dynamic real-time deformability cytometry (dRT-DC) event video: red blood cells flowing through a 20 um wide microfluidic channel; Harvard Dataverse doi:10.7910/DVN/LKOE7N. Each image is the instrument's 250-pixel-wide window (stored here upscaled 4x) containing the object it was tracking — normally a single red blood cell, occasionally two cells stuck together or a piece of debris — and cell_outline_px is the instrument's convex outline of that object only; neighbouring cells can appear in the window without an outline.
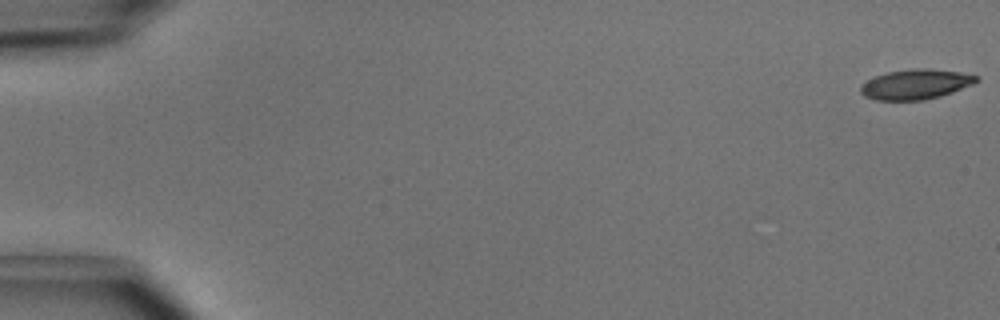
{"species": "common noctule bat (a hibernating species)", "species_latin": "Nyctalus noctula", "temperature_condition": "cold", "stored_images_in_passage": 50, "camera_frame_rate_fps": 3000, "um_per_image_px": 0.085, "animal": {"sex": "male", "body_mass_g": 15.6}, "frame": {"image": 1, "passage_image": 1, "time_ms": 0.0, "image_size_px": [1000, 320], "cell_outline_px": [[980, 80], [972, 84], [952, 92], [940, 96], [924, 100], [876, 100], [864, 96], [860, 92], [860, 88], [868, 80], [876, 76], [888, 72], [912, 68], [928, 68], [960, 72], [980, 76]], "centroid_in_image_um": [77.86, 7.16], "position_along_channel_um": 7.1, "area_um2": 20.17}}
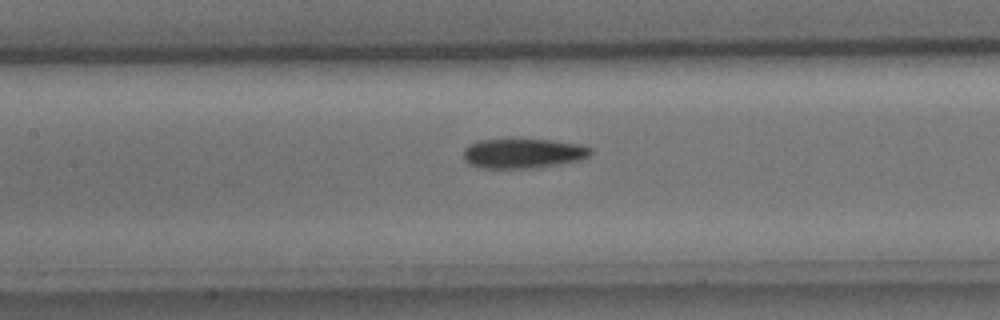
{"frame": {"image": 2, "passage_image": 24, "time_ms": 7.667, "image_size_px": [1000, 320], "cell_outline_px": [[592, 152], [588, 156], [580, 160], [560, 164], [536, 168], [484, 168], [468, 164], [464, 160], [464, 148], [468, 144], [480, 140], [512, 136], [552, 140], [580, 144], [592, 148]], "centroid_in_image_um": [44.43, 12.99], "position_along_channel_um": 163.0, "area_um2": 23.06}}
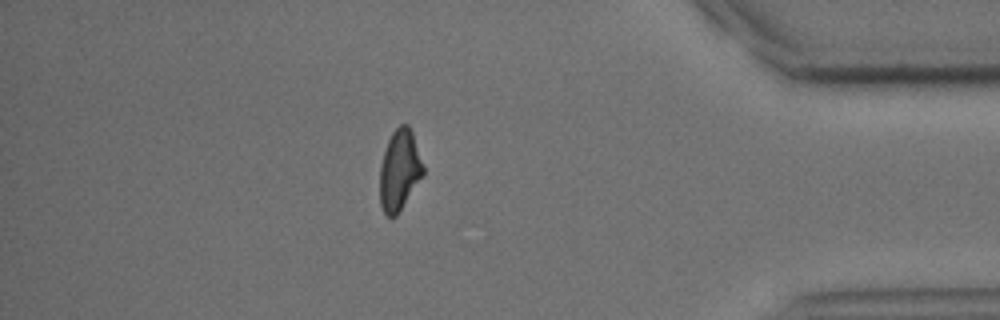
{"frame": {"image": 3, "passage_image": 44, "time_ms": 14.333, "image_size_px": [1000, 320], "cell_outline_px": [[424, 176], [396, 216], [388, 216], [384, 212], [380, 204], [380, 164], [388, 140], [392, 132], [400, 124], [408, 124], [412, 132], [424, 168]], "centroid_in_image_um": [33.96, 14.47], "position_along_channel_um": 401.2, "area_um2": 20.35}, "authors_computed_cell_mechanics": {"area_um2": 21.4438, "velocity_mm_per_s": 4.0636, "shape_relaxation_time_tau1_ms": 5.0672, "shape_relaxation_time_tau2_ms": null, "deformation_change_tau1": 0.1486, "deformation_change_tau2": null}}